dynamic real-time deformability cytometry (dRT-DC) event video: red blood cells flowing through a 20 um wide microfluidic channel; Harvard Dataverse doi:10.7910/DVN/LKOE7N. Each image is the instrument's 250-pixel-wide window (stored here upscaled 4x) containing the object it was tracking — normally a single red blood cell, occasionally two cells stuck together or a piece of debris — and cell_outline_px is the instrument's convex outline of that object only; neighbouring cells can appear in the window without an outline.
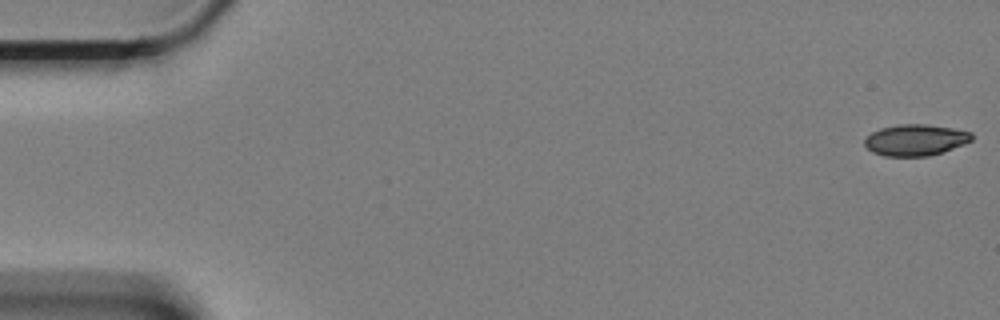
{"species": "Egyptian fruit bat (a non-hibernating species)", "species_latin": "Rousettus aegyptiacus", "temperature_condition": "cold", "stored_images_in_passage": 47, "camera_frame_rate_fps": 3000, "um_per_image_px": 0.085, "animal": {"sex": "female"}, "frame": {"image": 1, "passage_image": 1, "time_ms": 0.0, "image_size_px": [1000, 320], "cell_outline_px": [[972, 140], [964, 144], [928, 156], [884, 156], [872, 152], [864, 144], [864, 140], [872, 132], [880, 128], [900, 124], [928, 124], [952, 128], [972, 132]], "centroid_in_image_um": [77.8, 11.89], "position_along_channel_um": 7.2, "area_um2": 19.42}}
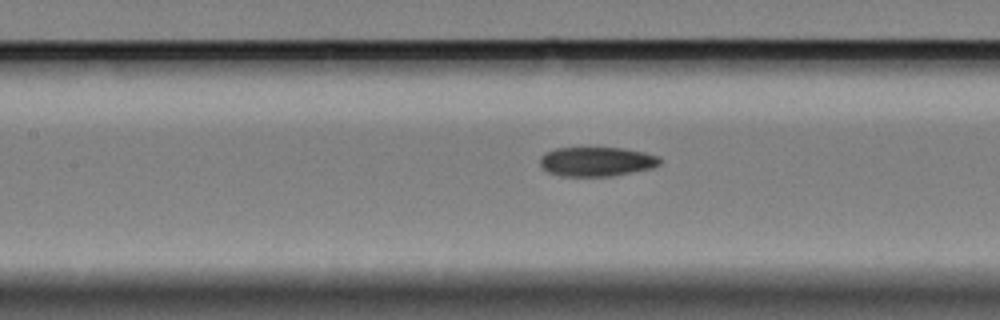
{"frame": {"image": 2, "passage_image": 27, "time_ms": 8.667, "image_size_px": [1000, 320], "cell_outline_px": [[660, 164], [652, 168], [612, 176], [560, 176], [548, 172], [540, 164], [540, 156], [544, 152], [556, 148], [620, 148], [644, 152], [660, 156]], "centroid_in_image_um": [50.7, 13.73], "position_along_channel_um": 156.7, "area_um2": 20.52}}
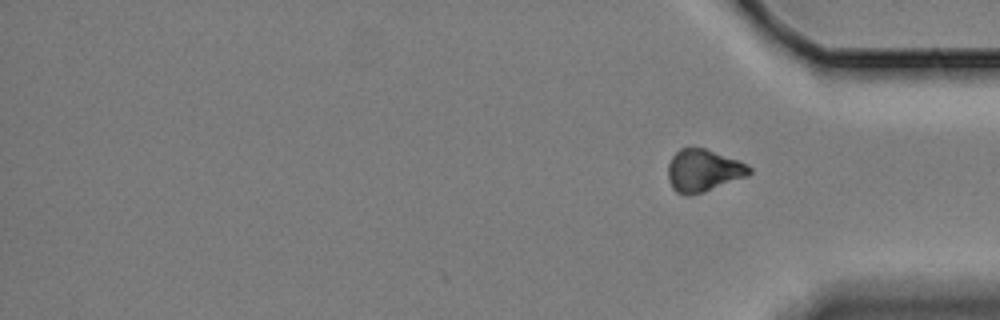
{"frame": {"image": 3, "passage_image": 47, "time_ms": 15.333, "image_size_px": [1000, 320], "cell_outline_px": [[752, 172], [748, 176], [704, 192], [692, 196], [688, 196], [676, 192], [672, 188], [668, 180], [668, 164], [672, 156], [680, 148], [704, 148], [736, 160], [752, 168]], "centroid_in_image_um": [59.75, 14.52], "position_along_channel_um": 375.5, "area_um2": 20.0}}